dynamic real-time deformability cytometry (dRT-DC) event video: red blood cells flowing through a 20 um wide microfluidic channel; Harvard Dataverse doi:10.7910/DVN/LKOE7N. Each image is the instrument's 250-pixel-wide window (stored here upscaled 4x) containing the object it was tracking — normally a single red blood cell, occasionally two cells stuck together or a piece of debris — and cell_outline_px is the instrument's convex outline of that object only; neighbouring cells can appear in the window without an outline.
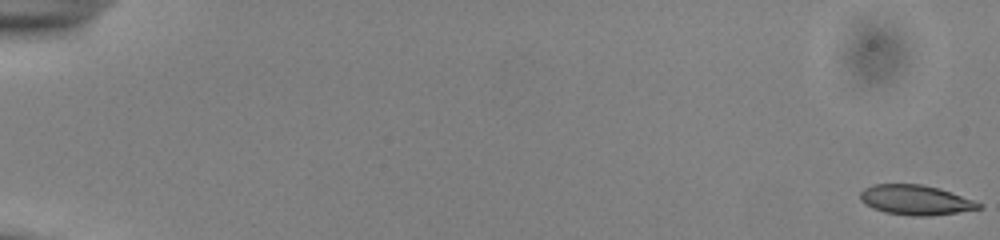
{"species": "common noctule bat (a hibernating species)", "species_latin": "Nyctalus noctula", "temperature_condition": "cold", "stored_images_in_passage": 55, "camera_frame_rate_fps": 3000, "um_per_image_px": 0.085, "animal": {"sex": "male", "body_mass_g": 13.0, "forearm_length_mm": 53.1}, "frame": {"image": 1, "passage_image": 1, "time_ms": 0.0, "image_size_px": [1000, 240], "cell_outline_px": [[984, 208], [932, 216], [912, 216], [884, 212], [872, 208], [864, 204], [860, 200], [860, 192], [864, 188], [872, 184], [920, 184], [940, 188], [952, 192], [984, 204]], "centroid_in_image_um": [77.83, 17.0], "position_along_channel_um": 7.2, "area_um2": 20.92}}
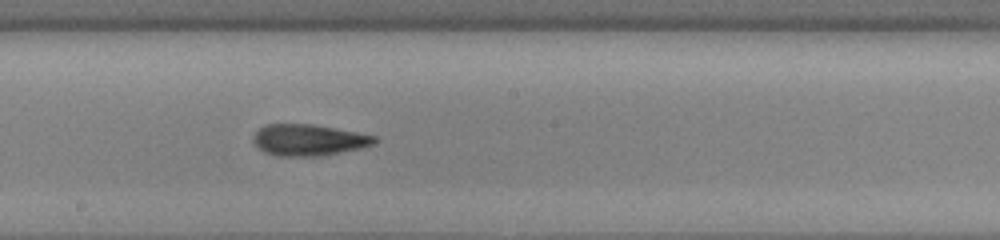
{"frame": {"image": 2, "passage_image": 32, "time_ms": 10.333, "image_size_px": [1000, 240], "cell_outline_px": [[380, 140], [376, 144], [360, 148], [340, 152], [312, 156], [276, 156], [264, 152], [252, 140], [252, 136], [264, 124], [312, 124], [336, 128], [376, 136]], "centroid_in_image_um": [26.24, 11.89], "position_along_channel_um": 222.0, "area_um2": 22.14}}
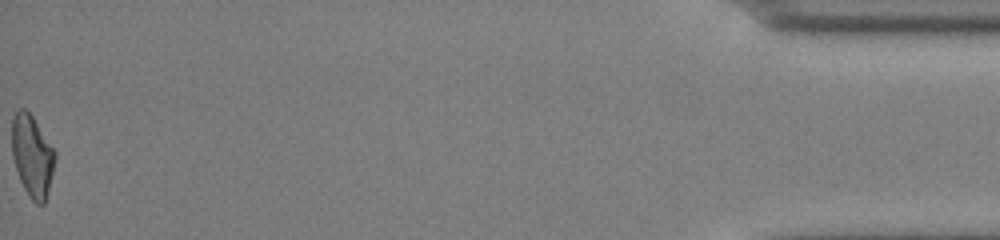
{"frame": {"image": 3, "passage_image": 55, "time_ms": 18.0, "image_size_px": [1000, 240], "cell_outline_px": [[56, 156], [44, 204], [36, 204], [28, 196], [20, 180], [12, 156], [12, 116], [20, 108], [24, 108], [32, 116], [56, 152]], "centroid_in_image_um": [2.72, 13.24], "position_along_channel_um": 432.5, "area_um2": 20.23}, "authors_computed_cell_mechanics": {"area_um2": 21.2704, "velocity_mm_per_s": 3.9106, "shape_relaxation_time_tau1_ms": 3.2374, "shape_relaxation_time_tau2_ms": 2.1627, "deformation_change_tau1": 0.1346, "deformation_change_tau2": 0.1066}}